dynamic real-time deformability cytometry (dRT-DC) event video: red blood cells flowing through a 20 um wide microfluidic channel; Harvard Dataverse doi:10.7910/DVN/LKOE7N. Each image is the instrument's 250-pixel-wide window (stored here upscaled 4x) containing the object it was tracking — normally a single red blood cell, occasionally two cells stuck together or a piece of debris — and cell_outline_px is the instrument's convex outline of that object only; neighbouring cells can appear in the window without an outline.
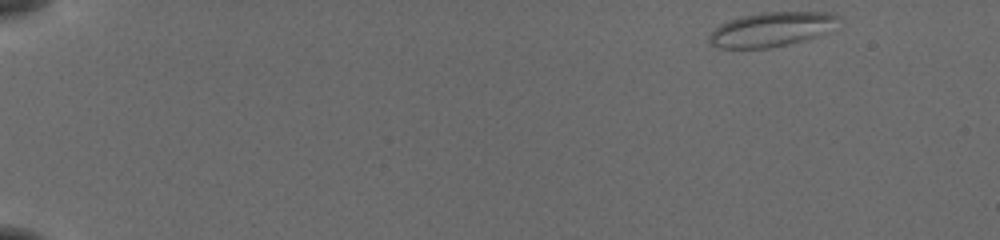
{"species": "common noctule bat (a hibernating species)", "species_latin": "Nyctalus noctula", "temperature_condition": "cold", "stored_images_in_passage": 50, "camera_frame_rate_fps": 3000, "um_per_image_px": 0.085, "animal": {"sex": "female", "body_mass_g": 19.5, "forearm_length_mm": 54.1}, "frame": {"image": 1, "passage_image": 1, "time_ms": 0.0, "image_size_px": [1000, 240], "cell_outline_px": [[840, 28], [832, 32], [788, 44], [768, 48], [720, 48], [712, 44], [708, 40], [708, 36], [720, 24], [728, 20], [740, 16], [760, 12], [828, 12], [840, 16]], "centroid_in_image_um": [65.68, 2.48], "position_along_channel_um": 19.3, "area_um2": 26.41}}
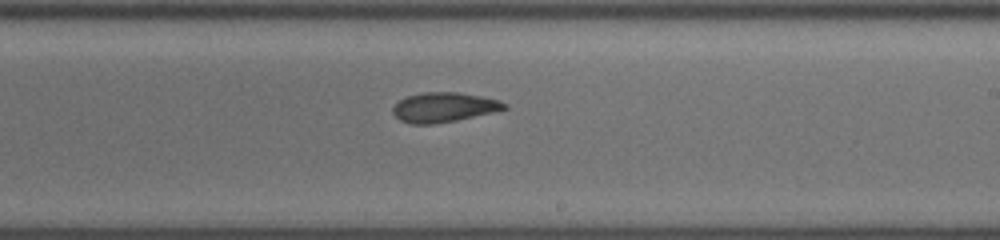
{"frame": {"image": 2, "passage_image": 30, "time_ms": 9.667, "image_size_px": [1000, 240], "cell_outline_px": [[508, 108], [492, 112], [456, 120], [432, 124], [408, 124], [400, 120], [392, 112], [392, 108], [400, 100], [408, 96], [424, 92], [456, 92], [480, 96], [500, 100], [508, 104]], "centroid_in_image_um": [37.72, 9.12], "position_along_channel_um": 251.3, "area_um2": 19.13}}
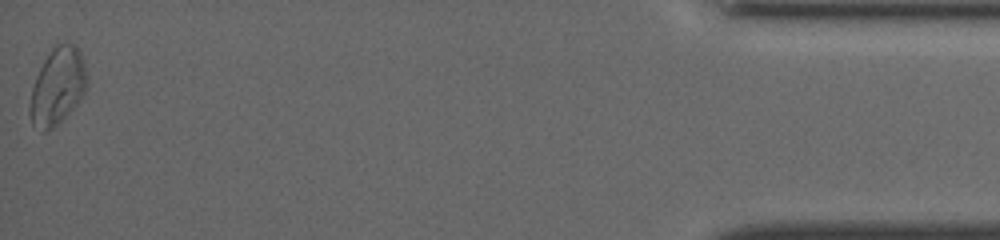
{"frame": {"image": 3, "passage_image": 50, "time_ms": 16.333, "image_size_px": [1000, 240], "cell_outline_px": [[84, 92], [72, 108], [52, 128], [44, 132], [40, 132], [32, 124], [28, 112], [28, 108], [32, 88], [36, 76], [44, 60], [52, 48], [56, 44], [72, 44], [80, 52], [84, 68]], "centroid_in_image_um": [4.8, 7.37], "position_along_channel_um": 430.4, "area_um2": 24.68}, "authors_computed_cell_mechanics": {"area_um2": 20.808, "velocity_mm_per_s": 3.8544, "shape_relaxation_time_tau1_ms": null, "shape_relaxation_time_tau2_ms": 4.5545, "deformation_change_tau1": null, "deformation_change_tau2": 0.1105}}